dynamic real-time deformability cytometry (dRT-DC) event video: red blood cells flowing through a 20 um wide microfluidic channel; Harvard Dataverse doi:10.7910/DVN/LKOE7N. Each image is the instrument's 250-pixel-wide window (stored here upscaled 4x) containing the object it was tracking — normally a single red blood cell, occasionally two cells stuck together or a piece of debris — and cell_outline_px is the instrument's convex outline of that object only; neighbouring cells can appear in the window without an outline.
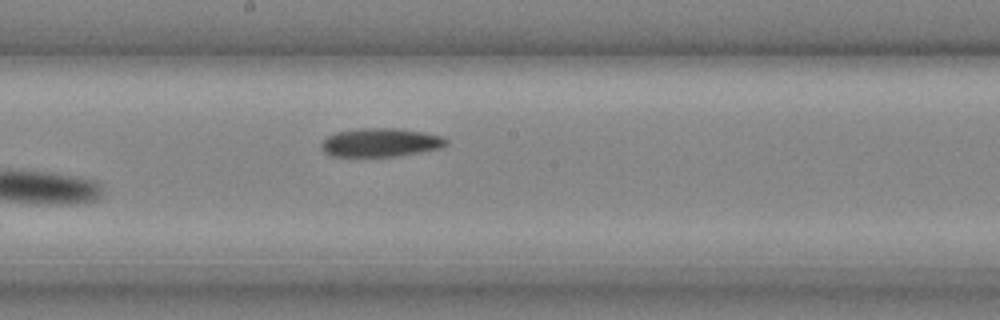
{"species": "common noctule bat (a hibernating species)", "species_latin": "Nyctalus noctula", "temperature_condition": "cold", "stored_images_in_passage": 14, "camera_frame_rate_fps": 3000, "um_per_image_px": 0.085, "animal": {"sex": "male", "body_mass_g": 20.4}, "frame": {"image": 1, "passage_image": 14, "time_ms": 4.333, "image_size_px": [1000, 320], "cell_outline_px": [[448, 144], [440, 148], [420, 152], [396, 156], [332, 156], [324, 152], [320, 148], [320, 144], [328, 136], [336, 132], [356, 128], [400, 128], [424, 132], [444, 136], [448, 140]], "centroid_in_image_um": [32.36, 12.1], "position_along_channel_um": 215.8, "area_um2": 20.98}}